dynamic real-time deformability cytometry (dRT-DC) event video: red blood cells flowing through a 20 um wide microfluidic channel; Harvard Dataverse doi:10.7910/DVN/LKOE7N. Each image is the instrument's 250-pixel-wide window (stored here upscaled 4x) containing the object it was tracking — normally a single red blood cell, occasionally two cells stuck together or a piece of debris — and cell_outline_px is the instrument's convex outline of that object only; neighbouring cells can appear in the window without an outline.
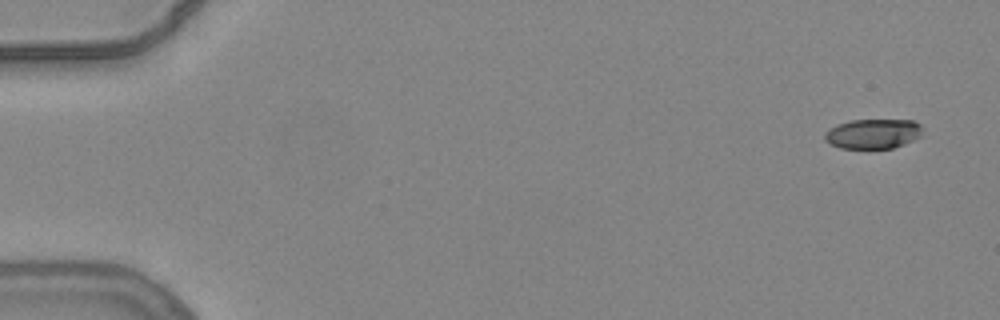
{"species": "common noctule bat (a hibernating species)", "species_latin": "Nyctalus noctula", "temperature_condition": "warm", "stored_images_in_passage": 6, "camera_frame_rate_fps": 3000, "um_per_image_px": 0.085, "animal": {"sex": "female", "body_mass_g": 24.6, "forearm_length_mm": 56.2}, "frame": {"image": 1, "passage_image": 1, "time_ms": 0.0, "image_size_px": [1000, 320], "cell_outline_px": [[920, 136], [904, 144], [892, 148], [840, 148], [824, 140], [824, 132], [828, 128], [836, 124], [852, 120], [912, 120], [920, 124]], "centroid_in_image_um": [74.15, 11.36], "position_along_channel_um": 10.9, "area_um2": 16.88}}